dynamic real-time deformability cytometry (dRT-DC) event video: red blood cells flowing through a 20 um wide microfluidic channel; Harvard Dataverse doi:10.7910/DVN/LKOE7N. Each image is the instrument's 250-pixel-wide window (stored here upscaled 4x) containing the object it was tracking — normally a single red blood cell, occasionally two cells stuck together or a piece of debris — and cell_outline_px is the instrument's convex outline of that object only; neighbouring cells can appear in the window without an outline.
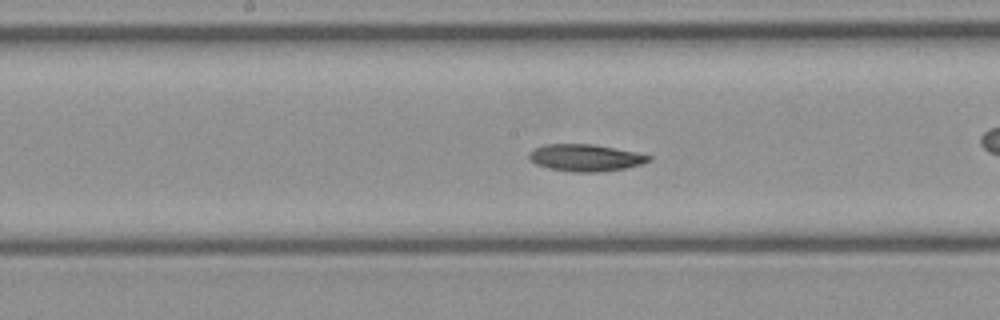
{"species": "common noctule bat (a hibernating species)", "species_latin": "Nyctalus noctula", "temperature_condition": "cold", "stored_images_in_passage": 42, "camera_frame_rate_fps": 3000, "um_per_image_px": 0.085, "animal": {"sex": "female", "body_mass_g": 21.9}, "frame": {"image": 1, "passage_image": 19, "time_ms": 6.0, "image_size_px": [1000, 320], "cell_outline_px": [[652, 160], [640, 164], [624, 168], [596, 172], [572, 172], [548, 168], [536, 164], [528, 156], [528, 152], [532, 148], [544, 144], [592, 144], [636, 152], [652, 156]], "centroid_in_image_um": [49.72, 13.4], "position_along_channel_um": 198.5, "area_um2": 18.79}}
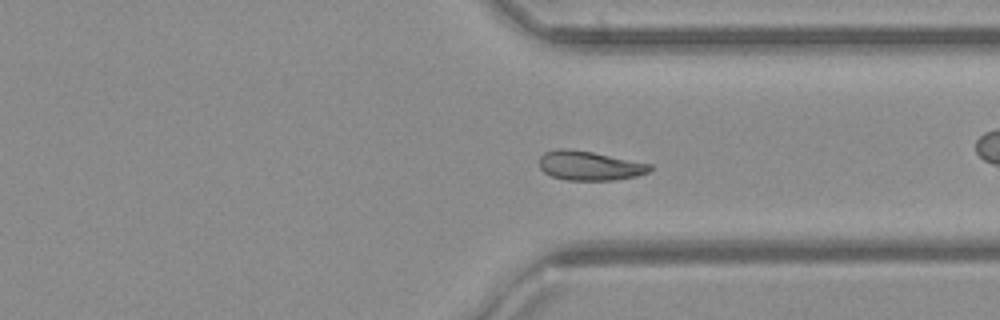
{"frame": {"image": 2, "passage_image": 30, "time_ms": 9.667, "image_size_px": [1000, 320], "cell_outline_px": [[652, 168], [648, 172], [636, 176], [616, 180], [564, 180], [552, 176], [544, 172], [540, 168], [540, 156], [544, 152], [556, 148], [568, 148], [592, 152], [652, 164]], "centroid_in_image_um": [50.09, 14.08], "position_along_channel_um": 361.3, "area_um2": 18.96}}